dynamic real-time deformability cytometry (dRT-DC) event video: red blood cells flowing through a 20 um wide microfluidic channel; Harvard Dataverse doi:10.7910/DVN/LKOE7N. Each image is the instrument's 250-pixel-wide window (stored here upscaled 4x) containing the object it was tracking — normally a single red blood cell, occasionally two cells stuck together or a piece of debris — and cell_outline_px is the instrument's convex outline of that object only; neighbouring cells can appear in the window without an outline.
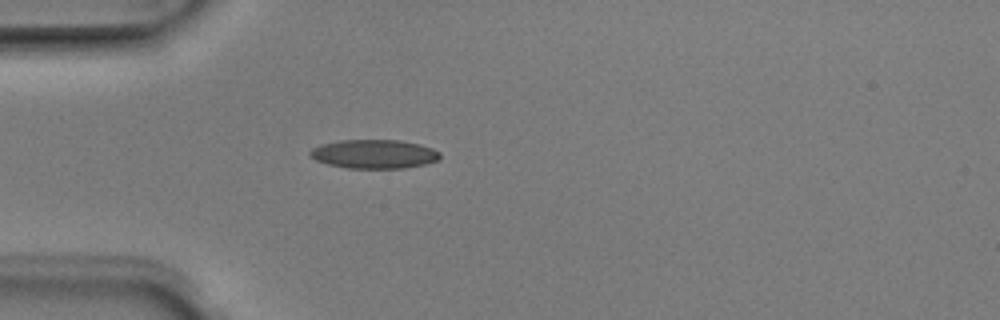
{"species": "Egyptian fruit bat (a non-hibernating species)", "species_latin": "Rousettus aegyptiacus", "temperature_condition": "room temperature", "stored_images_in_passage": 5, "camera_frame_rate_fps": 3000, "um_per_image_px": 0.085, "animal": {"sex": "male"}, "frame": {"image": 1, "passage_image": 5, "time_ms": 1.333, "image_size_px": [1000, 320], "cell_outline_px": [[440, 156], [436, 160], [424, 164], [404, 168], [348, 168], [328, 164], [316, 160], [308, 152], [312, 148], [320, 144], [340, 140], [400, 140], [420, 144], [432, 148], [440, 152]], "centroid_in_image_um": [31.79, 13.08], "position_along_channel_um": 53.2, "area_um2": 21.79}}